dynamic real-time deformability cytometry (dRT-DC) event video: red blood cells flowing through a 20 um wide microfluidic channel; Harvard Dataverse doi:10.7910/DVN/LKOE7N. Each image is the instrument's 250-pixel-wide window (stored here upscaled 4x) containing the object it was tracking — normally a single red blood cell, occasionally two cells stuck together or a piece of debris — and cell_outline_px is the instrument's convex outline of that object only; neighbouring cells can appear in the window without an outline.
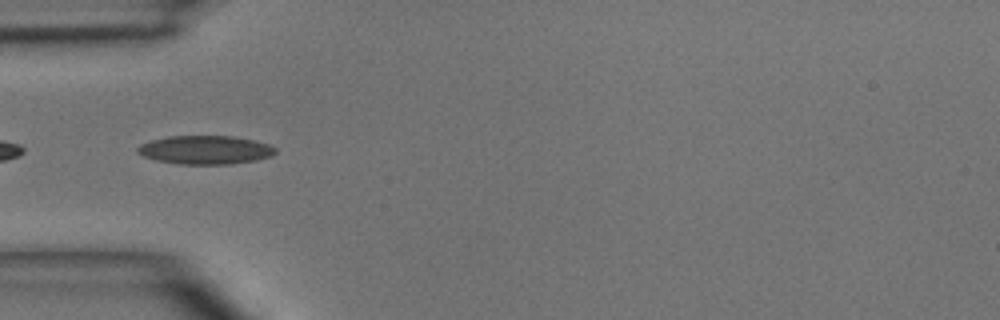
{"species": "common noctule bat (a hibernating species)", "species_latin": "Nyctalus noctula", "temperature_condition": "room temperature", "stored_images_in_passage": 6, "camera_frame_rate_fps": 3000, "um_per_image_px": 0.085, "animal": {"sex": "male", "body_mass_g": 15.6}, "frame": {"image": 1, "passage_image": 5, "time_ms": 4.667, "image_size_px": [1000, 320], "cell_outline_px": [[276, 152], [272, 156], [256, 160], [232, 164], [176, 164], [156, 160], [144, 156], [136, 152], [136, 148], [140, 144], [152, 140], [168, 136], [232, 136], [252, 140], [268, 144], [276, 148]], "centroid_in_image_um": [17.44, 12.74], "position_along_channel_um": 67.6, "area_um2": 23.0}}